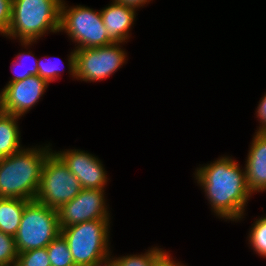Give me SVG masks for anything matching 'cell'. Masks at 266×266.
<instances>
[{"mask_svg": "<svg viewBox=\"0 0 266 266\" xmlns=\"http://www.w3.org/2000/svg\"><path fill=\"white\" fill-rule=\"evenodd\" d=\"M213 162L197 168L194 174L197 183L204 189L217 216L231 221L240 220L252 196L246 183L245 169L241 170L236 160L226 156Z\"/></svg>", "mask_w": 266, "mask_h": 266, "instance_id": "1", "label": "cell"}, {"mask_svg": "<svg viewBox=\"0 0 266 266\" xmlns=\"http://www.w3.org/2000/svg\"><path fill=\"white\" fill-rule=\"evenodd\" d=\"M48 147L24 148L0 158V198L35 200L44 162L52 151Z\"/></svg>", "mask_w": 266, "mask_h": 266, "instance_id": "2", "label": "cell"}, {"mask_svg": "<svg viewBox=\"0 0 266 266\" xmlns=\"http://www.w3.org/2000/svg\"><path fill=\"white\" fill-rule=\"evenodd\" d=\"M62 0H13L12 16L6 37L19 38L29 46L46 32H59Z\"/></svg>", "mask_w": 266, "mask_h": 266, "instance_id": "3", "label": "cell"}, {"mask_svg": "<svg viewBox=\"0 0 266 266\" xmlns=\"http://www.w3.org/2000/svg\"><path fill=\"white\" fill-rule=\"evenodd\" d=\"M109 227V219H97L60 229L75 266L98 262L111 256L108 248Z\"/></svg>", "mask_w": 266, "mask_h": 266, "instance_id": "4", "label": "cell"}, {"mask_svg": "<svg viewBox=\"0 0 266 266\" xmlns=\"http://www.w3.org/2000/svg\"><path fill=\"white\" fill-rule=\"evenodd\" d=\"M60 234L58 211L36 200L25 204L14 236L18 253L47 247Z\"/></svg>", "mask_w": 266, "mask_h": 266, "instance_id": "5", "label": "cell"}, {"mask_svg": "<svg viewBox=\"0 0 266 266\" xmlns=\"http://www.w3.org/2000/svg\"><path fill=\"white\" fill-rule=\"evenodd\" d=\"M120 44L73 50L68 56L70 75L86 82L102 81L111 76L126 62V52Z\"/></svg>", "mask_w": 266, "mask_h": 266, "instance_id": "6", "label": "cell"}, {"mask_svg": "<svg viewBox=\"0 0 266 266\" xmlns=\"http://www.w3.org/2000/svg\"><path fill=\"white\" fill-rule=\"evenodd\" d=\"M62 0L60 7L59 31H64L71 40L78 45L74 50L81 48L103 47L113 43L103 24L101 11L77 5L68 7Z\"/></svg>", "mask_w": 266, "mask_h": 266, "instance_id": "7", "label": "cell"}, {"mask_svg": "<svg viewBox=\"0 0 266 266\" xmlns=\"http://www.w3.org/2000/svg\"><path fill=\"white\" fill-rule=\"evenodd\" d=\"M81 190L79 180L52 151L44 162L35 200L58 210L63 204L74 199Z\"/></svg>", "mask_w": 266, "mask_h": 266, "instance_id": "8", "label": "cell"}, {"mask_svg": "<svg viewBox=\"0 0 266 266\" xmlns=\"http://www.w3.org/2000/svg\"><path fill=\"white\" fill-rule=\"evenodd\" d=\"M104 189H82L58 211L59 228L97 219H109Z\"/></svg>", "mask_w": 266, "mask_h": 266, "instance_id": "9", "label": "cell"}, {"mask_svg": "<svg viewBox=\"0 0 266 266\" xmlns=\"http://www.w3.org/2000/svg\"><path fill=\"white\" fill-rule=\"evenodd\" d=\"M48 84L38 75H31L24 80L6 84L0 92V110L22 117L43 96Z\"/></svg>", "mask_w": 266, "mask_h": 266, "instance_id": "10", "label": "cell"}, {"mask_svg": "<svg viewBox=\"0 0 266 266\" xmlns=\"http://www.w3.org/2000/svg\"><path fill=\"white\" fill-rule=\"evenodd\" d=\"M54 153L79 180L82 189L105 188L108 181L107 173L97 157L79 149L54 151Z\"/></svg>", "mask_w": 266, "mask_h": 266, "instance_id": "11", "label": "cell"}, {"mask_svg": "<svg viewBox=\"0 0 266 266\" xmlns=\"http://www.w3.org/2000/svg\"><path fill=\"white\" fill-rule=\"evenodd\" d=\"M255 134L245 161L246 183L251 193L266 190V133Z\"/></svg>", "mask_w": 266, "mask_h": 266, "instance_id": "12", "label": "cell"}, {"mask_svg": "<svg viewBox=\"0 0 266 266\" xmlns=\"http://www.w3.org/2000/svg\"><path fill=\"white\" fill-rule=\"evenodd\" d=\"M136 10L130 6L112 2L101 10L103 24L107 30L108 37L113 43H124L128 40L129 31L134 24Z\"/></svg>", "mask_w": 266, "mask_h": 266, "instance_id": "13", "label": "cell"}, {"mask_svg": "<svg viewBox=\"0 0 266 266\" xmlns=\"http://www.w3.org/2000/svg\"><path fill=\"white\" fill-rule=\"evenodd\" d=\"M18 116L0 110V158L8 157L22 150Z\"/></svg>", "mask_w": 266, "mask_h": 266, "instance_id": "14", "label": "cell"}, {"mask_svg": "<svg viewBox=\"0 0 266 266\" xmlns=\"http://www.w3.org/2000/svg\"><path fill=\"white\" fill-rule=\"evenodd\" d=\"M27 202L21 198H0V231L16 235Z\"/></svg>", "mask_w": 266, "mask_h": 266, "instance_id": "15", "label": "cell"}, {"mask_svg": "<svg viewBox=\"0 0 266 266\" xmlns=\"http://www.w3.org/2000/svg\"><path fill=\"white\" fill-rule=\"evenodd\" d=\"M46 248L51 266H75L68 243L61 233Z\"/></svg>", "mask_w": 266, "mask_h": 266, "instance_id": "16", "label": "cell"}, {"mask_svg": "<svg viewBox=\"0 0 266 266\" xmlns=\"http://www.w3.org/2000/svg\"><path fill=\"white\" fill-rule=\"evenodd\" d=\"M249 233V244L259 256L266 257V216L257 219Z\"/></svg>", "mask_w": 266, "mask_h": 266, "instance_id": "17", "label": "cell"}, {"mask_svg": "<svg viewBox=\"0 0 266 266\" xmlns=\"http://www.w3.org/2000/svg\"><path fill=\"white\" fill-rule=\"evenodd\" d=\"M162 251L160 248L153 247L143 255H126L122 257H112L114 266H152L154 258Z\"/></svg>", "mask_w": 266, "mask_h": 266, "instance_id": "18", "label": "cell"}, {"mask_svg": "<svg viewBox=\"0 0 266 266\" xmlns=\"http://www.w3.org/2000/svg\"><path fill=\"white\" fill-rule=\"evenodd\" d=\"M18 254L14 237L0 231V266H15Z\"/></svg>", "mask_w": 266, "mask_h": 266, "instance_id": "19", "label": "cell"}, {"mask_svg": "<svg viewBox=\"0 0 266 266\" xmlns=\"http://www.w3.org/2000/svg\"><path fill=\"white\" fill-rule=\"evenodd\" d=\"M15 266H51L47 248L31 249L19 253Z\"/></svg>", "mask_w": 266, "mask_h": 266, "instance_id": "20", "label": "cell"}, {"mask_svg": "<svg viewBox=\"0 0 266 266\" xmlns=\"http://www.w3.org/2000/svg\"><path fill=\"white\" fill-rule=\"evenodd\" d=\"M16 58H17V61H14V64L16 66L18 65L19 67L21 66L20 69H19L20 71L14 72L13 73L14 76L12 77V79H10V81L8 83H14V82H17V81H20V80H24L25 78H27V77H29L31 75H38V60H36V58H34V55L31 54L30 51L29 52L19 53ZM30 58L33 59L32 60L33 61V65H31L30 67H27L26 66V64H27L26 62H27L28 59L30 60Z\"/></svg>", "mask_w": 266, "mask_h": 266, "instance_id": "21", "label": "cell"}, {"mask_svg": "<svg viewBox=\"0 0 266 266\" xmlns=\"http://www.w3.org/2000/svg\"><path fill=\"white\" fill-rule=\"evenodd\" d=\"M58 64L57 62H50L49 60H45V62L43 60H38V76L48 83L53 82L60 74L61 68H59L60 66Z\"/></svg>", "mask_w": 266, "mask_h": 266, "instance_id": "22", "label": "cell"}, {"mask_svg": "<svg viewBox=\"0 0 266 266\" xmlns=\"http://www.w3.org/2000/svg\"><path fill=\"white\" fill-rule=\"evenodd\" d=\"M13 0H0V34L5 36L9 30Z\"/></svg>", "mask_w": 266, "mask_h": 266, "instance_id": "23", "label": "cell"}, {"mask_svg": "<svg viewBox=\"0 0 266 266\" xmlns=\"http://www.w3.org/2000/svg\"><path fill=\"white\" fill-rule=\"evenodd\" d=\"M256 116L260 120L261 126L258 128L257 133H266V94L259 101L258 107L256 109Z\"/></svg>", "mask_w": 266, "mask_h": 266, "instance_id": "24", "label": "cell"}, {"mask_svg": "<svg viewBox=\"0 0 266 266\" xmlns=\"http://www.w3.org/2000/svg\"><path fill=\"white\" fill-rule=\"evenodd\" d=\"M171 255H169V253H167L166 251L162 250L155 258L153 261L152 266H185L182 263H176V261H174L172 259V257H170Z\"/></svg>", "mask_w": 266, "mask_h": 266, "instance_id": "25", "label": "cell"}, {"mask_svg": "<svg viewBox=\"0 0 266 266\" xmlns=\"http://www.w3.org/2000/svg\"><path fill=\"white\" fill-rule=\"evenodd\" d=\"M114 2H118L120 4H124L126 6H130L132 8H140L143 7L144 4H146L147 2L149 3V1L151 0H112Z\"/></svg>", "mask_w": 266, "mask_h": 266, "instance_id": "26", "label": "cell"}, {"mask_svg": "<svg viewBox=\"0 0 266 266\" xmlns=\"http://www.w3.org/2000/svg\"><path fill=\"white\" fill-rule=\"evenodd\" d=\"M82 266H114L113 265V261H112V258L107 257V258H104L98 262H94V263H90V264H86V265H82Z\"/></svg>", "mask_w": 266, "mask_h": 266, "instance_id": "27", "label": "cell"}]
</instances>
